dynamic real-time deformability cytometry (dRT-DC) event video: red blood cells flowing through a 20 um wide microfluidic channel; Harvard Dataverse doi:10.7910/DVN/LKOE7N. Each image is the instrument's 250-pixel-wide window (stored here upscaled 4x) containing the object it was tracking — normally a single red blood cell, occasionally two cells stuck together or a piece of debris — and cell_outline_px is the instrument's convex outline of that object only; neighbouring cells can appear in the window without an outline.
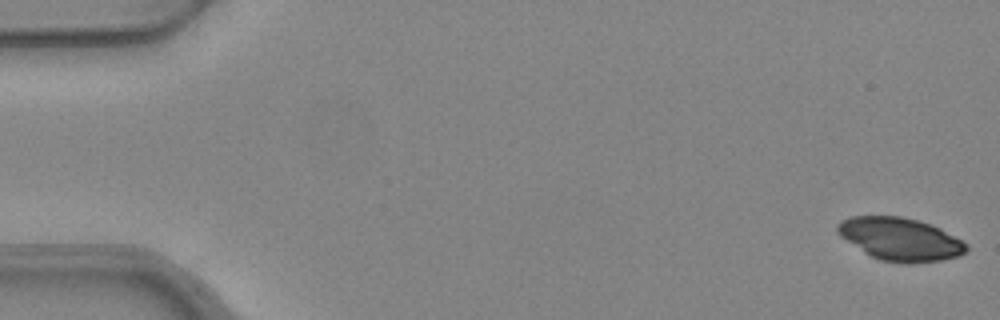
{"species": "common noctule bat (a hibernating species)", "species_latin": "Nyctalus noctula", "temperature_condition": "warm", "stored_images_in_passage": 52, "camera_frame_rate_fps": 3000, "um_per_image_px": 0.085, "animal": {"sex": "female", "body_mass_g": 24.6, "forearm_length_mm": 56.2}, "frame": {"image": 1, "passage_image": 1, "time_ms": 0.0, "image_size_px": [1000, 320], "cell_outline_px": [[968, 248], [960, 256], [940, 260], [908, 264], [880, 260], [864, 252], [840, 236], [836, 232], [836, 224], [840, 220], [852, 216], [900, 216], [932, 224], [940, 228], [968, 244]], "centroid_in_image_um": [76.5, 20.32], "position_along_channel_um": 8.5, "area_um2": 32.19}}